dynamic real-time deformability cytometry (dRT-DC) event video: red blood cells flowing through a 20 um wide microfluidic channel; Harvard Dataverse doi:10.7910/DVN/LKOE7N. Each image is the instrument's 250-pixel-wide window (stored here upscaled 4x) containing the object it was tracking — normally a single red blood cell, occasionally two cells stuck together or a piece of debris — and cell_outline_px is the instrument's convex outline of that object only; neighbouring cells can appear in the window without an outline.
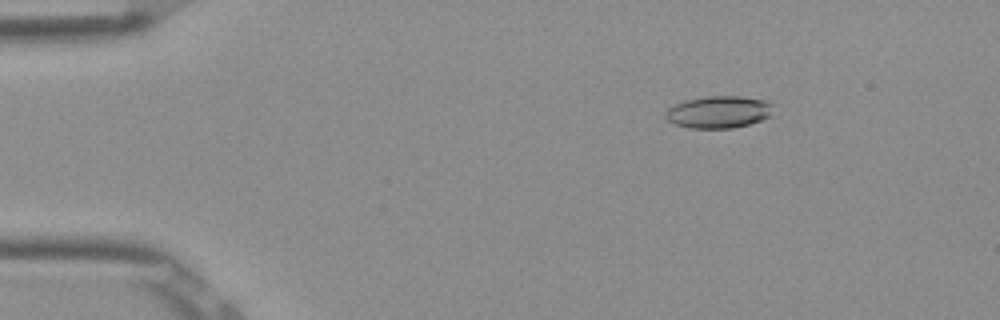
{"species": "Egyptian fruit bat (a non-hibernating species)", "species_latin": "Rousettus aegyptiacus", "temperature_condition": "room temperature", "stored_images_in_passage": 53, "camera_frame_rate_fps": 3000, "um_per_image_px": 0.085, "frame": {"image": 1, "passage_image": 8, "time_ms": 2.333, "image_size_px": [1000, 320], "cell_outline_px": [[772, 116], [748, 124], [732, 128], [692, 128], [676, 124], [668, 120], [664, 116], [664, 112], [668, 108], [684, 100], [708, 96], [740, 96], [764, 100], [772, 104]], "centroid_in_image_um": [61.08, 9.51], "position_along_channel_um": 23.9, "area_um2": 20.11}}
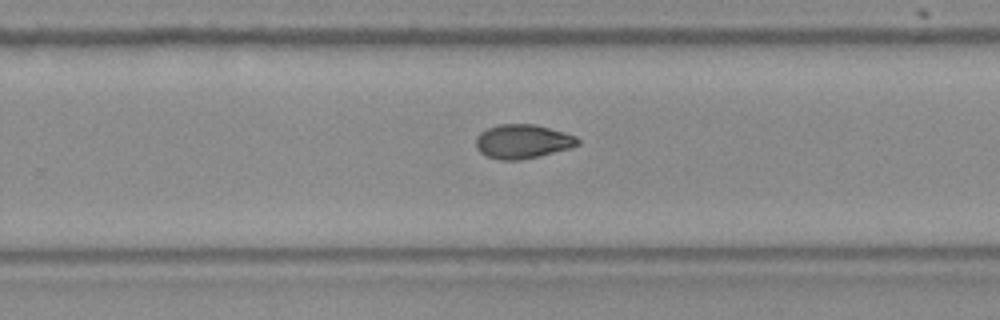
{"frame": {"image": 2, "passage_image": 34, "time_ms": 11.0, "image_size_px": [1000, 320], "cell_outline_px": [[580, 144], [572, 148], [540, 156], [520, 160], [500, 160], [488, 156], [480, 152], [476, 148], [476, 136], [480, 132], [488, 128], [500, 124], [536, 124], [564, 132], [576, 136], [580, 140]], "centroid_in_image_um": [44.45, 12.02], "position_along_channel_um": 285.4, "area_um2": 20.4}}
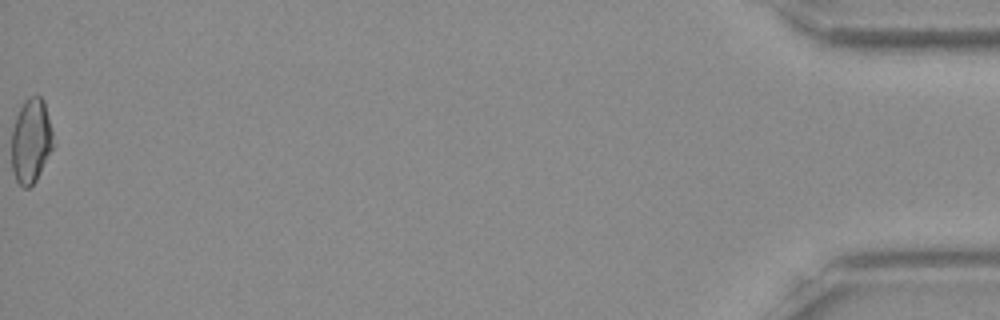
{"frame": {"image": 3, "passage_image": 53, "time_ms": 17.333, "image_size_px": [1000, 320], "cell_outline_px": [[56, 144], [36, 180], [28, 188], [24, 188], [16, 180], [12, 172], [12, 128], [16, 116], [24, 100], [28, 96], [40, 96], [44, 100]], "centroid_in_image_um": [2.66, 11.97], "position_along_channel_um": 432.5, "area_um2": 20.87}, "authors_computed_cell_mechanics": {"area_um2": 20.1144, "velocity_mm_per_s": 3.8965, "shape_relaxation_time_tau1_ms": 9.3469, "shape_relaxation_time_tau2_ms": 4.6844, "deformation_change_tau1": 0.2294, "deformation_change_tau2": 0.0858}}